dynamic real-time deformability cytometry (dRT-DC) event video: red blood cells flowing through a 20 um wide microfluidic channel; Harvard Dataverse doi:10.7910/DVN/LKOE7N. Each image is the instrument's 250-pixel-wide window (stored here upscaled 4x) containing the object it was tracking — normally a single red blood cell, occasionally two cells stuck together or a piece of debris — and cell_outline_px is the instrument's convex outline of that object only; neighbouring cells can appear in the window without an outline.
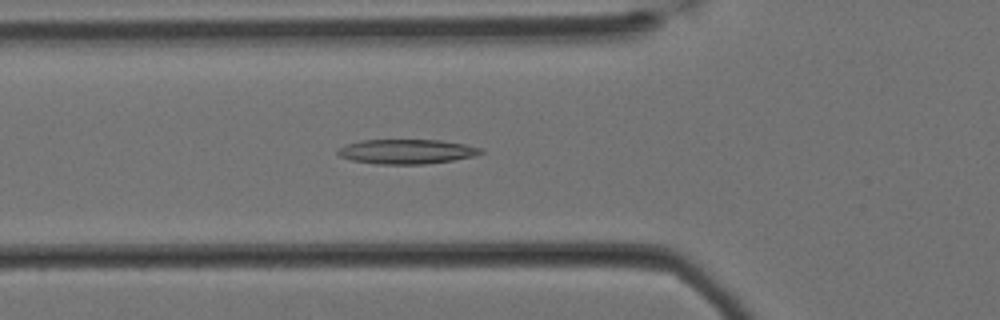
{"species": "Egyptian fruit bat (a non-hibernating species)", "species_latin": "Rousettus aegyptiacus", "temperature_condition": "cold", "stored_images_in_passage": 28, "camera_frame_rate_fps": 3000, "um_per_image_px": 0.085, "animal": {"sex": "female"}, "frame": {"image": 1, "passage_image": 14, "time_ms": 4.333, "image_size_px": [1000, 320], "cell_outline_px": [[484, 152], [476, 156], [452, 160], [424, 164], [376, 164], [352, 160], [340, 156], [336, 152], [336, 148], [360, 140], [440, 140], [464, 144], [484, 148]], "centroid_in_image_um": [34.58, 12.88], "position_along_channel_um": 91.2, "area_um2": 20.58}}
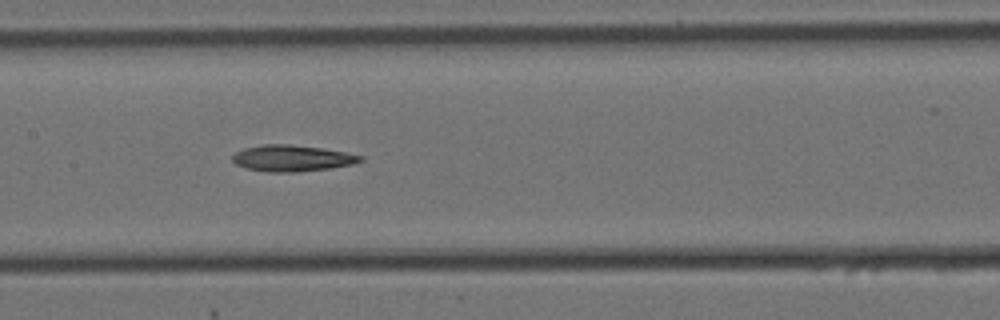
{"frame": {"image": 2, "passage_image": 22, "time_ms": 7.0, "image_size_px": [1000, 320], "cell_outline_px": [[364, 160], [352, 164], [328, 168], [296, 172], [268, 172], [244, 168], [236, 164], [232, 160], [232, 156], [236, 152], [244, 148], [264, 144], [288, 144], [324, 148], [364, 156]], "centroid_in_image_um": [24.81, 13.44], "position_along_channel_um": 182.6, "area_um2": 19.59}}
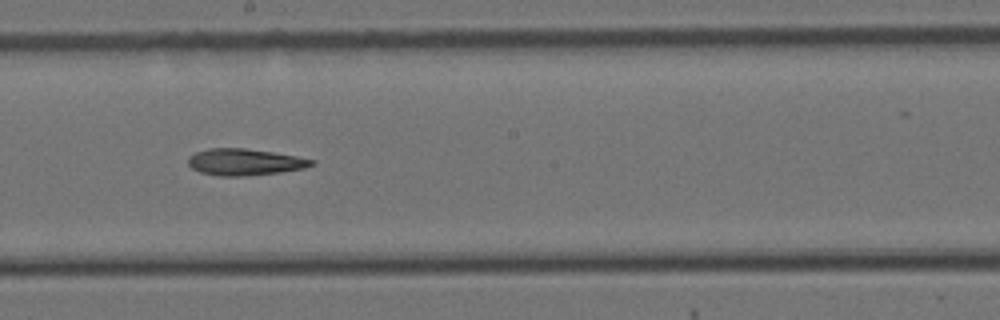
{"frame": {"image": 3, "passage_image": 26, "time_ms": 8.333, "image_size_px": [1000, 320], "cell_outline_px": [[316, 164], [304, 168], [280, 172], [248, 176], [220, 176], [200, 172], [192, 168], [188, 164], [188, 156], [196, 152], [208, 148], [244, 148], [272, 152], [296, 156], [316, 160]], "centroid_in_image_um": [20.8, 13.77], "position_along_channel_um": 227.4, "area_um2": 19.19}}